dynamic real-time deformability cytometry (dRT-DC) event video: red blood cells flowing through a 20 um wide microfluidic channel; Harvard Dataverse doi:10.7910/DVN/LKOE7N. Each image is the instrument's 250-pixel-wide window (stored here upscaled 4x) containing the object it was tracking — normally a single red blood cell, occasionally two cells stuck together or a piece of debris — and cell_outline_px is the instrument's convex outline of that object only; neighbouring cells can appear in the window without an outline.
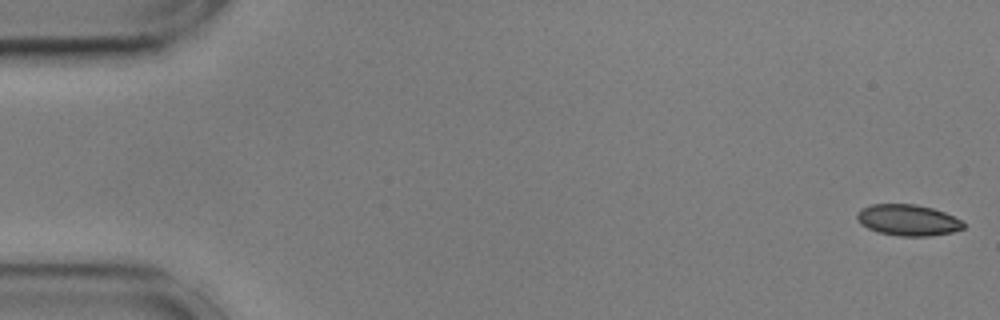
{"species": "common noctule bat (a hibernating species)", "species_latin": "Nyctalus noctula", "temperature_condition": "cold", "stored_images_in_passage": 55, "camera_frame_rate_fps": 3000, "um_per_image_px": 0.085, "animal": {"sex": "male", "body_mass_g": 17.9, "forearm_length_mm": 54.2}, "frame": {"image": 1, "passage_image": 1, "time_ms": 0.0, "image_size_px": [1000, 320], "cell_outline_px": [[964, 228], [952, 232], [928, 236], [900, 236], [876, 232], [860, 224], [856, 216], [856, 212], [860, 208], [872, 204], [916, 204], [932, 208], [944, 212], [960, 220], [964, 224]], "centroid_in_image_um": [77.12, 18.7], "position_along_channel_um": 7.9, "area_um2": 19.36}}
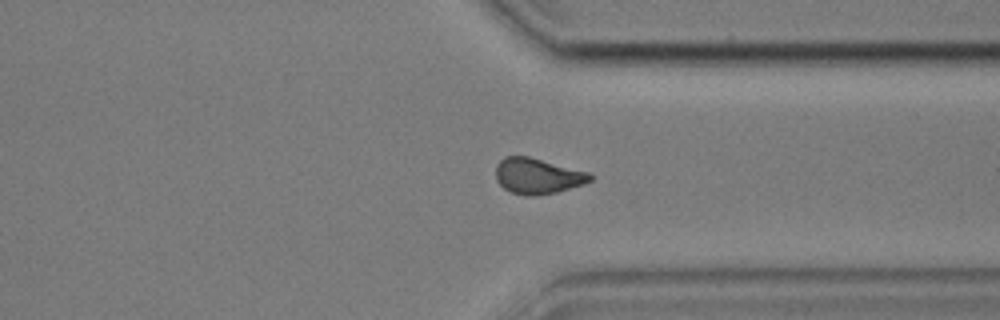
{"frame": {"image": 2, "passage_image": 42, "time_ms": 13.667, "image_size_px": [1000, 320], "cell_outline_px": [[592, 180], [584, 184], [556, 192], [536, 196], [524, 196], [512, 192], [504, 188], [496, 180], [496, 164], [504, 156], [528, 156], [588, 172], [592, 176]], "centroid_in_image_um": [45.67, 14.96], "position_along_channel_um": 365.7, "area_um2": 19.59}}
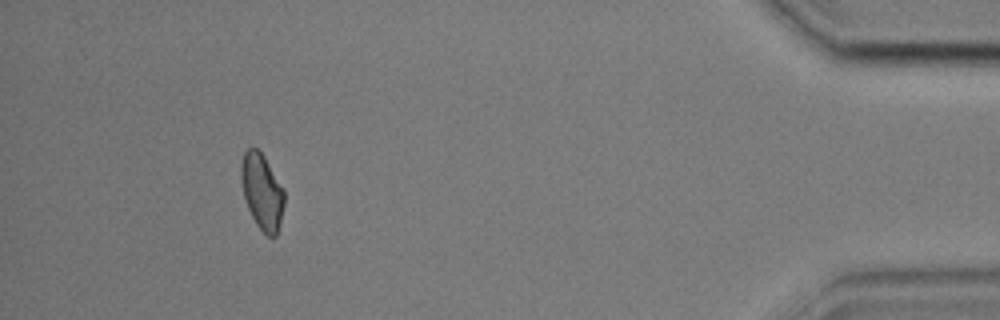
{"frame": {"image": 3, "passage_image": 51, "time_ms": 16.667, "image_size_px": [1000, 320], "cell_outline_px": [[284, 204], [280, 224], [276, 236], [268, 236], [256, 224], [248, 208], [244, 196], [240, 180], [240, 164], [244, 152], [252, 144], [264, 156], [284, 188]], "centroid_in_image_um": [22.26, 16.24], "position_along_channel_um": 412.9, "area_um2": 19.19}, "authors_computed_cell_mechanics": {"area_um2": 19.4786, "velocity_mm_per_s": 3.5996, "shape_relaxation_time_tau1_ms": 6.2721, "shape_relaxation_time_tau2_ms": 4.2666, "deformation_change_tau1": 0.1013, "deformation_change_tau2": 0.0765}}